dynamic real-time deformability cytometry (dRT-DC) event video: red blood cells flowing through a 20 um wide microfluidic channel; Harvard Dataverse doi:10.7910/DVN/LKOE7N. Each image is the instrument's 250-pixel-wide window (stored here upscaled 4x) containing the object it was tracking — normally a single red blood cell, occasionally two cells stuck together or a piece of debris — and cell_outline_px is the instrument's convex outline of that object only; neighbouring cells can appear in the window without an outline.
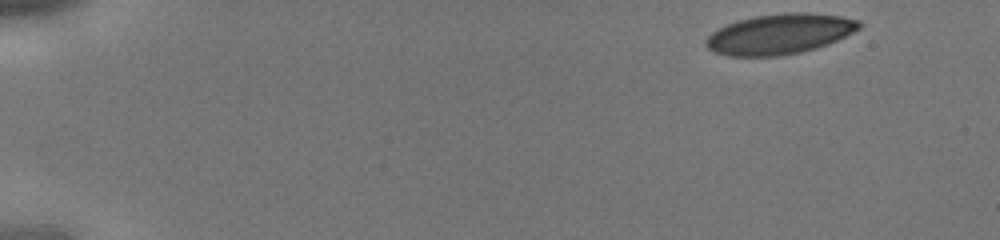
{"species": "human", "species_latin": "Homo sapiens", "temperature_condition": "cold", "stored_images_in_passage": 10, "camera_frame_rate_fps": 3000, "um_per_image_px": 0.085, "donor": {"sex": "male"}, "frame": {"image": 1, "passage_image": 1, "time_ms": 0.0, "image_size_px": [1000, 240], "cell_outline_px": [[864, 24], [860, 28], [828, 44], [816, 48], [800, 52], [780, 56], [728, 56], [716, 52], [708, 48], [704, 44], [704, 40], [712, 32], [728, 24], [740, 20], [756, 16], [788, 12], [808, 12], [840, 16], [860, 20]], "centroid_in_image_um": [66.29, 2.89], "position_along_channel_um": 18.7, "area_um2": 35.84}}
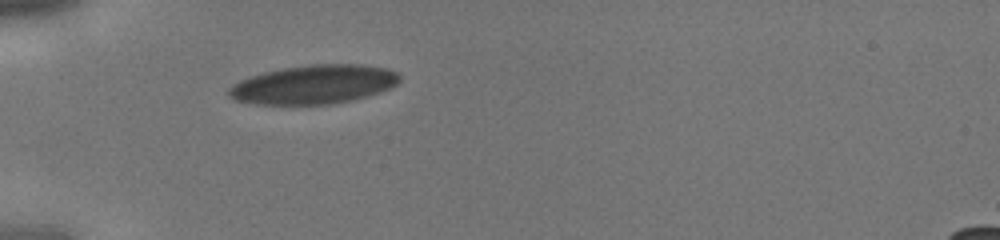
{"frame": {"image": 2, "passage_image": 6, "time_ms": 1.667, "image_size_px": [1000, 240], "cell_outline_px": [[400, 80], [392, 88], [380, 92], [352, 100], [332, 104], [256, 104], [236, 100], [228, 96], [228, 88], [232, 84], [240, 80], [264, 72], [280, 68], [308, 64], [364, 64], [388, 68], [396, 72], [400, 76]], "centroid_in_image_um": [26.69, 7.17], "position_along_channel_um": 58.3, "area_um2": 38.96}}
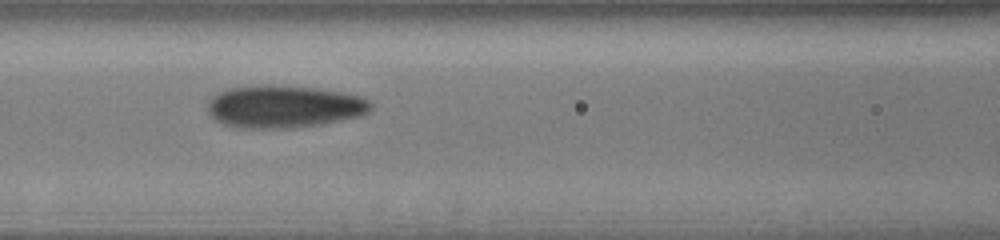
{"frame": {"image": 3, "passage_image": 9, "time_ms": 2.667, "image_size_px": [1000, 240], "cell_outline_px": [[372, 108], [368, 112], [360, 116], [320, 124], [292, 128], [240, 128], [224, 124], [216, 120], [208, 112], [208, 100], [212, 96], [228, 88], [260, 84], [272, 84], [316, 88], [340, 92], [360, 96], [368, 100], [372, 104]], "centroid_in_image_um": [24.11, 9.05], "position_along_channel_um": 142.5, "area_um2": 40.58}}